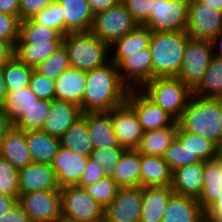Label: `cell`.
Segmentation results:
<instances>
[{"label":"cell","mask_w":222,"mask_h":222,"mask_svg":"<svg viewBox=\"0 0 222 222\" xmlns=\"http://www.w3.org/2000/svg\"><path fill=\"white\" fill-rule=\"evenodd\" d=\"M19 5L20 0H0V13L18 16L20 19Z\"/></svg>","instance_id":"11a10c76"},{"label":"cell","mask_w":222,"mask_h":222,"mask_svg":"<svg viewBox=\"0 0 222 222\" xmlns=\"http://www.w3.org/2000/svg\"><path fill=\"white\" fill-rule=\"evenodd\" d=\"M176 138L185 145L190 153V160L211 161L220 156L218 147L208 139L184 131L179 125Z\"/></svg>","instance_id":"1f68e13d"},{"label":"cell","mask_w":222,"mask_h":222,"mask_svg":"<svg viewBox=\"0 0 222 222\" xmlns=\"http://www.w3.org/2000/svg\"><path fill=\"white\" fill-rule=\"evenodd\" d=\"M222 29V11L201 2H189L187 34L192 39L211 40Z\"/></svg>","instance_id":"8fae6325"},{"label":"cell","mask_w":222,"mask_h":222,"mask_svg":"<svg viewBox=\"0 0 222 222\" xmlns=\"http://www.w3.org/2000/svg\"><path fill=\"white\" fill-rule=\"evenodd\" d=\"M113 131L124 149H137L143 136V129L138 121L135 111L125 102L113 108Z\"/></svg>","instance_id":"5bb4252c"},{"label":"cell","mask_w":222,"mask_h":222,"mask_svg":"<svg viewBox=\"0 0 222 222\" xmlns=\"http://www.w3.org/2000/svg\"><path fill=\"white\" fill-rule=\"evenodd\" d=\"M222 188V158L203 161V191L197 199L205 211L218 197Z\"/></svg>","instance_id":"f546056e"},{"label":"cell","mask_w":222,"mask_h":222,"mask_svg":"<svg viewBox=\"0 0 222 222\" xmlns=\"http://www.w3.org/2000/svg\"><path fill=\"white\" fill-rule=\"evenodd\" d=\"M89 8L93 16L98 13L104 12L110 7L116 6L122 2V0H87Z\"/></svg>","instance_id":"f5cc1de1"},{"label":"cell","mask_w":222,"mask_h":222,"mask_svg":"<svg viewBox=\"0 0 222 222\" xmlns=\"http://www.w3.org/2000/svg\"><path fill=\"white\" fill-rule=\"evenodd\" d=\"M213 51L210 40H187L184 57L177 77L193 89L208 69Z\"/></svg>","instance_id":"9c48e42d"},{"label":"cell","mask_w":222,"mask_h":222,"mask_svg":"<svg viewBox=\"0 0 222 222\" xmlns=\"http://www.w3.org/2000/svg\"><path fill=\"white\" fill-rule=\"evenodd\" d=\"M164 160L168 163L171 171L190 164L200 162L202 160H190V153L182 143L175 138L171 145L166 150L163 156Z\"/></svg>","instance_id":"ee69618b"},{"label":"cell","mask_w":222,"mask_h":222,"mask_svg":"<svg viewBox=\"0 0 222 222\" xmlns=\"http://www.w3.org/2000/svg\"><path fill=\"white\" fill-rule=\"evenodd\" d=\"M63 35L55 29L35 23L31 18L20 22L19 39L16 44L36 42H62Z\"/></svg>","instance_id":"8d00e7d4"},{"label":"cell","mask_w":222,"mask_h":222,"mask_svg":"<svg viewBox=\"0 0 222 222\" xmlns=\"http://www.w3.org/2000/svg\"><path fill=\"white\" fill-rule=\"evenodd\" d=\"M126 103L135 111L143 131H152L178 122L160 106L149 100L139 89H130Z\"/></svg>","instance_id":"7c38bea8"},{"label":"cell","mask_w":222,"mask_h":222,"mask_svg":"<svg viewBox=\"0 0 222 222\" xmlns=\"http://www.w3.org/2000/svg\"><path fill=\"white\" fill-rule=\"evenodd\" d=\"M222 152V138H221V141H220V153Z\"/></svg>","instance_id":"03108f58"},{"label":"cell","mask_w":222,"mask_h":222,"mask_svg":"<svg viewBox=\"0 0 222 222\" xmlns=\"http://www.w3.org/2000/svg\"><path fill=\"white\" fill-rule=\"evenodd\" d=\"M20 22L18 16L0 13V40L10 43L15 48L19 39Z\"/></svg>","instance_id":"7dc6e473"},{"label":"cell","mask_w":222,"mask_h":222,"mask_svg":"<svg viewBox=\"0 0 222 222\" xmlns=\"http://www.w3.org/2000/svg\"><path fill=\"white\" fill-rule=\"evenodd\" d=\"M139 90L176 121L192 96V89L178 77H156L146 81Z\"/></svg>","instance_id":"5b68a950"},{"label":"cell","mask_w":222,"mask_h":222,"mask_svg":"<svg viewBox=\"0 0 222 222\" xmlns=\"http://www.w3.org/2000/svg\"><path fill=\"white\" fill-rule=\"evenodd\" d=\"M142 187L119 188L104 210V222H139L142 212Z\"/></svg>","instance_id":"4fadbf2b"},{"label":"cell","mask_w":222,"mask_h":222,"mask_svg":"<svg viewBox=\"0 0 222 222\" xmlns=\"http://www.w3.org/2000/svg\"><path fill=\"white\" fill-rule=\"evenodd\" d=\"M210 43L212 46L213 56L222 58V29L220 30L219 34L216 37H214L210 40ZM218 45H219V47H218ZM215 50H218V51H215Z\"/></svg>","instance_id":"91938a15"},{"label":"cell","mask_w":222,"mask_h":222,"mask_svg":"<svg viewBox=\"0 0 222 222\" xmlns=\"http://www.w3.org/2000/svg\"><path fill=\"white\" fill-rule=\"evenodd\" d=\"M89 156L81 155L70 149L59 147L51 163L60 188L76 186L84 171Z\"/></svg>","instance_id":"2e32d148"},{"label":"cell","mask_w":222,"mask_h":222,"mask_svg":"<svg viewBox=\"0 0 222 222\" xmlns=\"http://www.w3.org/2000/svg\"><path fill=\"white\" fill-rule=\"evenodd\" d=\"M62 217L75 222H104L105 208L95 201L84 188H60Z\"/></svg>","instance_id":"8992f818"},{"label":"cell","mask_w":222,"mask_h":222,"mask_svg":"<svg viewBox=\"0 0 222 222\" xmlns=\"http://www.w3.org/2000/svg\"><path fill=\"white\" fill-rule=\"evenodd\" d=\"M19 170L0 157V193L19 197Z\"/></svg>","instance_id":"7bdbcfd3"},{"label":"cell","mask_w":222,"mask_h":222,"mask_svg":"<svg viewBox=\"0 0 222 222\" xmlns=\"http://www.w3.org/2000/svg\"><path fill=\"white\" fill-rule=\"evenodd\" d=\"M81 107L68 102L53 99L43 131L60 138L78 119L82 117Z\"/></svg>","instance_id":"ac0fdd59"},{"label":"cell","mask_w":222,"mask_h":222,"mask_svg":"<svg viewBox=\"0 0 222 222\" xmlns=\"http://www.w3.org/2000/svg\"><path fill=\"white\" fill-rule=\"evenodd\" d=\"M0 222H32L19 204L0 217Z\"/></svg>","instance_id":"816d5d0a"},{"label":"cell","mask_w":222,"mask_h":222,"mask_svg":"<svg viewBox=\"0 0 222 222\" xmlns=\"http://www.w3.org/2000/svg\"><path fill=\"white\" fill-rule=\"evenodd\" d=\"M60 146L84 156L94 149L87 120L82 116L60 138Z\"/></svg>","instance_id":"d6a6232c"},{"label":"cell","mask_w":222,"mask_h":222,"mask_svg":"<svg viewBox=\"0 0 222 222\" xmlns=\"http://www.w3.org/2000/svg\"><path fill=\"white\" fill-rule=\"evenodd\" d=\"M104 176H107L106 167L100 166L97 164V162H94L93 160L88 158L82 176L76 186L84 188L85 186L98 181Z\"/></svg>","instance_id":"681fc988"},{"label":"cell","mask_w":222,"mask_h":222,"mask_svg":"<svg viewBox=\"0 0 222 222\" xmlns=\"http://www.w3.org/2000/svg\"><path fill=\"white\" fill-rule=\"evenodd\" d=\"M56 222H75V221H71V220H68V219H65V218L61 217Z\"/></svg>","instance_id":"e7e4bbea"},{"label":"cell","mask_w":222,"mask_h":222,"mask_svg":"<svg viewBox=\"0 0 222 222\" xmlns=\"http://www.w3.org/2000/svg\"><path fill=\"white\" fill-rule=\"evenodd\" d=\"M20 194L43 190H60L57 177L51 164L30 163L19 169Z\"/></svg>","instance_id":"e0dca14e"},{"label":"cell","mask_w":222,"mask_h":222,"mask_svg":"<svg viewBox=\"0 0 222 222\" xmlns=\"http://www.w3.org/2000/svg\"><path fill=\"white\" fill-rule=\"evenodd\" d=\"M199 222H222V221H218L216 219H213L212 217H210L209 215L204 213Z\"/></svg>","instance_id":"be15d7a7"},{"label":"cell","mask_w":222,"mask_h":222,"mask_svg":"<svg viewBox=\"0 0 222 222\" xmlns=\"http://www.w3.org/2000/svg\"><path fill=\"white\" fill-rule=\"evenodd\" d=\"M178 126H168L152 131H145L136 149L140 154L163 157L176 138Z\"/></svg>","instance_id":"4dcf8cb0"},{"label":"cell","mask_w":222,"mask_h":222,"mask_svg":"<svg viewBox=\"0 0 222 222\" xmlns=\"http://www.w3.org/2000/svg\"><path fill=\"white\" fill-rule=\"evenodd\" d=\"M37 96L30 87L8 92L3 112L13 125L25 114V111L38 102Z\"/></svg>","instance_id":"d590c367"},{"label":"cell","mask_w":222,"mask_h":222,"mask_svg":"<svg viewBox=\"0 0 222 222\" xmlns=\"http://www.w3.org/2000/svg\"><path fill=\"white\" fill-rule=\"evenodd\" d=\"M171 188L176 194L198 199L203 191V161L173 170Z\"/></svg>","instance_id":"44dd1931"},{"label":"cell","mask_w":222,"mask_h":222,"mask_svg":"<svg viewBox=\"0 0 222 222\" xmlns=\"http://www.w3.org/2000/svg\"><path fill=\"white\" fill-rule=\"evenodd\" d=\"M13 126V123L6 118L3 109L0 107V148L2 142L5 140L6 134Z\"/></svg>","instance_id":"680465c9"},{"label":"cell","mask_w":222,"mask_h":222,"mask_svg":"<svg viewBox=\"0 0 222 222\" xmlns=\"http://www.w3.org/2000/svg\"><path fill=\"white\" fill-rule=\"evenodd\" d=\"M189 0H153L148 19L142 24L150 32L186 31Z\"/></svg>","instance_id":"52a82bcc"},{"label":"cell","mask_w":222,"mask_h":222,"mask_svg":"<svg viewBox=\"0 0 222 222\" xmlns=\"http://www.w3.org/2000/svg\"><path fill=\"white\" fill-rule=\"evenodd\" d=\"M171 185L142 187V212L139 222H162L170 197L174 194Z\"/></svg>","instance_id":"7402d4cb"},{"label":"cell","mask_w":222,"mask_h":222,"mask_svg":"<svg viewBox=\"0 0 222 222\" xmlns=\"http://www.w3.org/2000/svg\"><path fill=\"white\" fill-rule=\"evenodd\" d=\"M122 3L138 25L148 19L153 6V0H122Z\"/></svg>","instance_id":"c3c4849f"},{"label":"cell","mask_w":222,"mask_h":222,"mask_svg":"<svg viewBox=\"0 0 222 222\" xmlns=\"http://www.w3.org/2000/svg\"><path fill=\"white\" fill-rule=\"evenodd\" d=\"M119 188L110 176H104L98 181L84 187L87 193L104 208L113 201Z\"/></svg>","instance_id":"60d3db41"},{"label":"cell","mask_w":222,"mask_h":222,"mask_svg":"<svg viewBox=\"0 0 222 222\" xmlns=\"http://www.w3.org/2000/svg\"><path fill=\"white\" fill-rule=\"evenodd\" d=\"M177 122L184 131L213 142L220 153L222 98H202L192 94Z\"/></svg>","instance_id":"7a4b0ae2"},{"label":"cell","mask_w":222,"mask_h":222,"mask_svg":"<svg viewBox=\"0 0 222 222\" xmlns=\"http://www.w3.org/2000/svg\"><path fill=\"white\" fill-rule=\"evenodd\" d=\"M71 67L67 50L62 44L44 62L39 64L34 70L39 74L52 80L59 77L66 69Z\"/></svg>","instance_id":"ab89813d"},{"label":"cell","mask_w":222,"mask_h":222,"mask_svg":"<svg viewBox=\"0 0 222 222\" xmlns=\"http://www.w3.org/2000/svg\"><path fill=\"white\" fill-rule=\"evenodd\" d=\"M205 214L209 215L213 219L222 221V188L217 199L205 210Z\"/></svg>","instance_id":"db71d44e"},{"label":"cell","mask_w":222,"mask_h":222,"mask_svg":"<svg viewBox=\"0 0 222 222\" xmlns=\"http://www.w3.org/2000/svg\"><path fill=\"white\" fill-rule=\"evenodd\" d=\"M57 0H20V20L30 19Z\"/></svg>","instance_id":"f907efd6"},{"label":"cell","mask_w":222,"mask_h":222,"mask_svg":"<svg viewBox=\"0 0 222 222\" xmlns=\"http://www.w3.org/2000/svg\"><path fill=\"white\" fill-rule=\"evenodd\" d=\"M26 142L33 163L51 164L60 147L59 138L43 130L27 131Z\"/></svg>","instance_id":"83f0119b"},{"label":"cell","mask_w":222,"mask_h":222,"mask_svg":"<svg viewBox=\"0 0 222 222\" xmlns=\"http://www.w3.org/2000/svg\"><path fill=\"white\" fill-rule=\"evenodd\" d=\"M15 48L8 42L0 40V66L14 57Z\"/></svg>","instance_id":"6f0895ef"},{"label":"cell","mask_w":222,"mask_h":222,"mask_svg":"<svg viewBox=\"0 0 222 222\" xmlns=\"http://www.w3.org/2000/svg\"><path fill=\"white\" fill-rule=\"evenodd\" d=\"M141 187L171 185L172 171L161 156L140 154Z\"/></svg>","instance_id":"4316f807"},{"label":"cell","mask_w":222,"mask_h":222,"mask_svg":"<svg viewBox=\"0 0 222 222\" xmlns=\"http://www.w3.org/2000/svg\"><path fill=\"white\" fill-rule=\"evenodd\" d=\"M64 16V27L69 32H88L93 25L94 16L87 0H57Z\"/></svg>","instance_id":"484cf974"},{"label":"cell","mask_w":222,"mask_h":222,"mask_svg":"<svg viewBox=\"0 0 222 222\" xmlns=\"http://www.w3.org/2000/svg\"><path fill=\"white\" fill-rule=\"evenodd\" d=\"M62 44L73 68L87 72L110 62V45L91 31L70 32L63 37Z\"/></svg>","instance_id":"277c9868"},{"label":"cell","mask_w":222,"mask_h":222,"mask_svg":"<svg viewBox=\"0 0 222 222\" xmlns=\"http://www.w3.org/2000/svg\"><path fill=\"white\" fill-rule=\"evenodd\" d=\"M192 94L202 98H222V58L213 56Z\"/></svg>","instance_id":"836d02e7"},{"label":"cell","mask_w":222,"mask_h":222,"mask_svg":"<svg viewBox=\"0 0 222 222\" xmlns=\"http://www.w3.org/2000/svg\"><path fill=\"white\" fill-rule=\"evenodd\" d=\"M204 213L197 199L174 193L168 201L162 222H199Z\"/></svg>","instance_id":"cb8c5ba5"},{"label":"cell","mask_w":222,"mask_h":222,"mask_svg":"<svg viewBox=\"0 0 222 222\" xmlns=\"http://www.w3.org/2000/svg\"><path fill=\"white\" fill-rule=\"evenodd\" d=\"M61 5L56 1L35 14L31 19L40 25L58 30L63 36L70 33L64 27V16Z\"/></svg>","instance_id":"b9f144b4"},{"label":"cell","mask_w":222,"mask_h":222,"mask_svg":"<svg viewBox=\"0 0 222 222\" xmlns=\"http://www.w3.org/2000/svg\"><path fill=\"white\" fill-rule=\"evenodd\" d=\"M86 71L69 67L55 79V99L68 101L81 107L85 93Z\"/></svg>","instance_id":"ffe728a7"},{"label":"cell","mask_w":222,"mask_h":222,"mask_svg":"<svg viewBox=\"0 0 222 222\" xmlns=\"http://www.w3.org/2000/svg\"><path fill=\"white\" fill-rule=\"evenodd\" d=\"M29 87L40 100L52 101L55 99V80L43 76L35 70L30 76Z\"/></svg>","instance_id":"bcb514c9"},{"label":"cell","mask_w":222,"mask_h":222,"mask_svg":"<svg viewBox=\"0 0 222 222\" xmlns=\"http://www.w3.org/2000/svg\"><path fill=\"white\" fill-rule=\"evenodd\" d=\"M82 112H109L126 102L130 88L121 80L112 61L86 72Z\"/></svg>","instance_id":"6da1fadb"},{"label":"cell","mask_w":222,"mask_h":222,"mask_svg":"<svg viewBox=\"0 0 222 222\" xmlns=\"http://www.w3.org/2000/svg\"><path fill=\"white\" fill-rule=\"evenodd\" d=\"M34 68L20 62L15 56L3 65V74L8 92L28 87Z\"/></svg>","instance_id":"74e56055"},{"label":"cell","mask_w":222,"mask_h":222,"mask_svg":"<svg viewBox=\"0 0 222 222\" xmlns=\"http://www.w3.org/2000/svg\"><path fill=\"white\" fill-rule=\"evenodd\" d=\"M111 178L120 188L141 186L140 153L136 149H126Z\"/></svg>","instance_id":"f1b7e54d"},{"label":"cell","mask_w":222,"mask_h":222,"mask_svg":"<svg viewBox=\"0 0 222 222\" xmlns=\"http://www.w3.org/2000/svg\"><path fill=\"white\" fill-rule=\"evenodd\" d=\"M18 204V197L0 193V217Z\"/></svg>","instance_id":"9f6ffc18"},{"label":"cell","mask_w":222,"mask_h":222,"mask_svg":"<svg viewBox=\"0 0 222 222\" xmlns=\"http://www.w3.org/2000/svg\"><path fill=\"white\" fill-rule=\"evenodd\" d=\"M82 116L87 120L94 149L123 148L113 131L112 115L109 112H87Z\"/></svg>","instance_id":"d6986e66"},{"label":"cell","mask_w":222,"mask_h":222,"mask_svg":"<svg viewBox=\"0 0 222 222\" xmlns=\"http://www.w3.org/2000/svg\"><path fill=\"white\" fill-rule=\"evenodd\" d=\"M189 2H201L216 10L222 11V0H189Z\"/></svg>","instance_id":"6125c7cd"},{"label":"cell","mask_w":222,"mask_h":222,"mask_svg":"<svg viewBox=\"0 0 222 222\" xmlns=\"http://www.w3.org/2000/svg\"><path fill=\"white\" fill-rule=\"evenodd\" d=\"M138 26L121 2L94 16L91 32L100 40L111 45L115 40L130 33Z\"/></svg>","instance_id":"ba28073f"},{"label":"cell","mask_w":222,"mask_h":222,"mask_svg":"<svg viewBox=\"0 0 222 222\" xmlns=\"http://www.w3.org/2000/svg\"><path fill=\"white\" fill-rule=\"evenodd\" d=\"M121 80L130 89H139L152 79V55L150 48L125 57L118 65Z\"/></svg>","instance_id":"9a60e30c"},{"label":"cell","mask_w":222,"mask_h":222,"mask_svg":"<svg viewBox=\"0 0 222 222\" xmlns=\"http://www.w3.org/2000/svg\"><path fill=\"white\" fill-rule=\"evenodd\" d=\"M189 38L186 31L151 32L152 79L177 77Z\"/></svg>","instance_id":"3957f363"},{"label":"cell","mask_w":222,"mask_h":222,"mask_svg":"<svg viewBox=\"0 0 222 222\" xmlns=\"http://www.w3.org/2000/svg\"><path fill=\"white\" fill-rule=\"evenodd\" d=\"M18 204L32 222H56L62 217L60 190L19 194Z\"/></svg>","instance_id":"30bf717a"},{"label":"cell","mask_w":222,"mask_h":222,"mask_svg":"<svg viewBox=\"0 0 222 222\" xmlns=\"http://www.w3.org/2000/svg\"><path fill=\"white\" fill-rule=\"evenodd\" d=\"M8 91L5 84V78L3 74V66H0V107L2 108L5 104Z\"/></svg>","instance_id":"94428289"},{"label":"cell","mask_w":222,"mask_h":222,"mask_svg":"<svg viewBox=\"0 0 222 222\" xmlns=\"http://www.w3.org/2000/svg\"><path fill=\"white\" fill-rule=\"evenodd\" d=\"M151 32L143 25H138L133 31L115 40L110 45V61L118 65L125 57L149 48Z\"/></svg>","instance_id":"603a6c76"},{"label":"cell","mask_w":222,"mask_h":222,"mask_svg":"<svg viewBox=\"0 0 222 222\" xmlns=\"http://www.w3.org/2000/svg\"><path fill=\"white\" fill-rule=\"evenodd\" d=\"M0 157L8 160L18 170L32 163L26 142V132L13 126L2 142Z\"/></svg>","instance_id":"d4e9b609"},{"label":"cell","mask_w":222,"mask_h":222,"mask_svg":"<svg viewBox=\"0 0 222 222\" xmlns=\"http://www.w3.org/2000/svg\"><path fill=\"white\" fill-rule=\"evenodd\" d=\"M51 100H38L36 104L25 111V114L14 124L22 131L42 130L50 112Z\"/></svg>","instance_id":"f35d334b"},{"label":"cell","mask_w":222,"mask_h":222,"mask_svg":"<svg viewBox=\"0 0 222 222\" xmlns=\"http://www.w3.org/2000/svg\"><path fill=\"white\" fill-rule=\"evenodd\" d=\"M125 150L124 148L93 149L89 158L97 162L98 165L106 167L107 176L111 177Z\"/></svg>","instance_id":"f6af8a7d"},{"label":"cell","mask_w":222,"mask_h":222,"mask_svg":"<svg viewBox=\"0 0 222 222\" xmlns=\"http://www.w3.org/2000/svg\"><path fill=\"white\" fill-rule=\"evenodd\" d=\"M62 42H36L35 44H16L14 56L28 67L36 68L54 53Z\"/></svg>","instance_id":"e575fe53"}]
</instances>
